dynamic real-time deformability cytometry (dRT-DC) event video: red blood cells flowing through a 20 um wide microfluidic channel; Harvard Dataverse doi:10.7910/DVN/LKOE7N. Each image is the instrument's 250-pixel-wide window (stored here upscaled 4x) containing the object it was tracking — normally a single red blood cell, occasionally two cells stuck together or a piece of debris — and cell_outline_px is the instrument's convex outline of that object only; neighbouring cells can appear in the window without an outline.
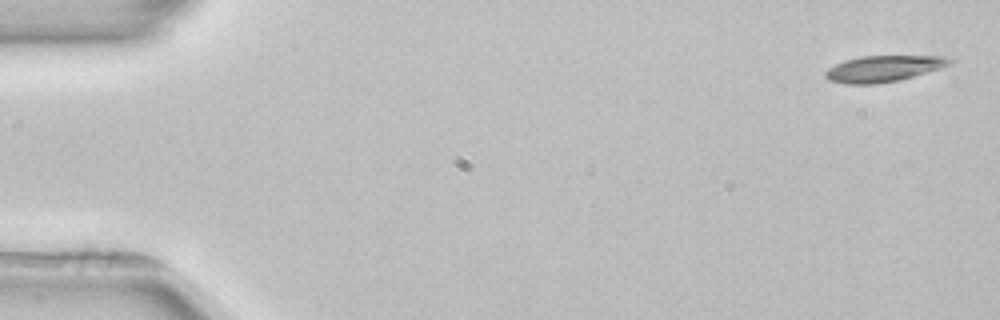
{"species": "common noctule bat (a hibernating species)", "species_latin": "Nyctalus noctula", "temperature_condition": "room temperature", "stored_images_in_passage": 4, "camera_frame_rate_fps": 3000, "um_per_image_px": 0.085, "animal": {"sex": "female", "body_mass_g": 22.7, "forearm_length_mm": 54.2}, "frame": {"image": 1, "passage_image": 1, "time_ms": 0.0, "image_size_px": [1000, 320], "cell_outline_px": [[956, 60], [940, 68], [900, 80], [876, 84], [844, 84], [828, 80], [824, 76], [824, 72], [828, 68], [844, 60], [864, 56], [944, 56]], "centroid_in_image_um": [75.06, 5.84], "position_along_channel_um": 9.9, "area_um2": 18.96}}
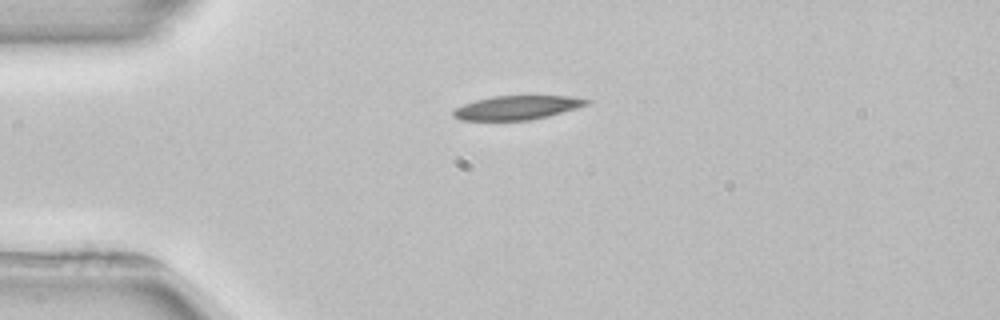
{"frame": {"image": 2, "passage_image": 3, "time_ms": 3.667, "image_size_px": [1000, 320], "cell_outline_px": [[592, 100], [588, 104], [576, 108], [548, 116], [528, 120], [460, 120], [452, 116], [452, 112], [456, 108], [464, 104], [476, 100], [492, 96], [568, 96]], "centroid_in_image_um": [43.93, 9.15], "position_along_channel_um": 41.1, "area_um2": 18.44}}